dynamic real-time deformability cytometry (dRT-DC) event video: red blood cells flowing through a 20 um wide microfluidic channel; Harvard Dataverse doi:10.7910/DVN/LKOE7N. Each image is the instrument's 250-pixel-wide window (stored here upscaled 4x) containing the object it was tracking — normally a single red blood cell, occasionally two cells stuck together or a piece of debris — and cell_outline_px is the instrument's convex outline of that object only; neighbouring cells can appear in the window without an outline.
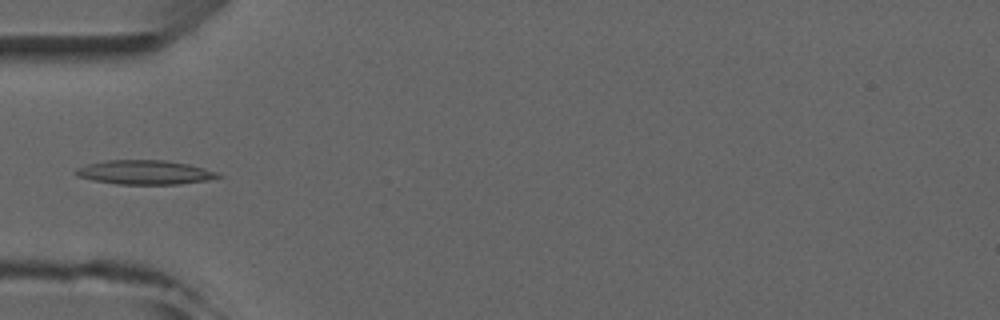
{"species": "common noctule bat (a hibernating species)", "species_latin": "Nyctalus noctula", "temperature_condition": "room temperature", "stored_images_in_passage": 7, "camera_frame_rate_fps": 3000, "um_per_image_px": 0.085, "animal": {"sex": "male", "forearm_length_mm": 52.5}, "frame": {"image": 1, "passage_image": 5, "time_ms": 4.667, "image_size_px": [1000, 320], "cell_outline_px": [[224, 176], [208, 180], [180, 184], [116, 184], [92, 180], [76, 176], [72, 172], [76, 168], [88, 164], [104, 160], [168, 160], [188, 164], [220, 172]], "centroid_in_image_um": [12.31, 14.65], "position_along_channel_um": 72.7, "area_um2": 20.35}}
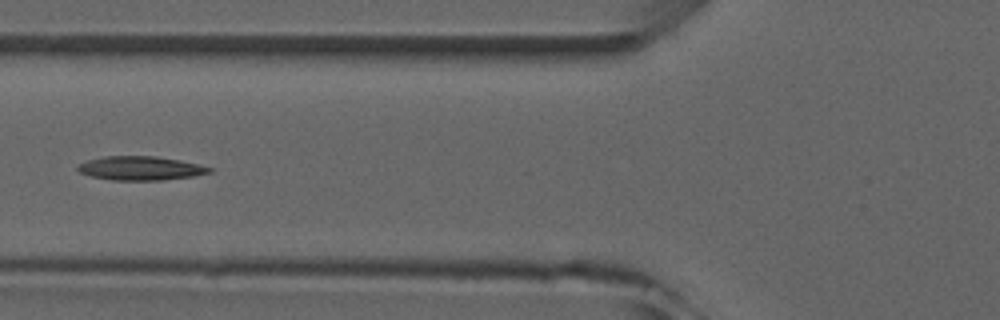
{"frame": {"image": 2, "passage_image": 6, "time_ms": 5.667, "image_size_px": [1000, 320], "cell_outline_px": [[212, 172], [192, 176], [164, 180], [112, 180], [92, 176], [80, 172], [76, 168], [76, 164], [88, 160], [104, 156], [156, 156], [180, 160], [212, 168]], "centroid_in_image_um": [11.91, 14.3], "position_along_channel_um": 113.9, "area_um2": 18.26}}
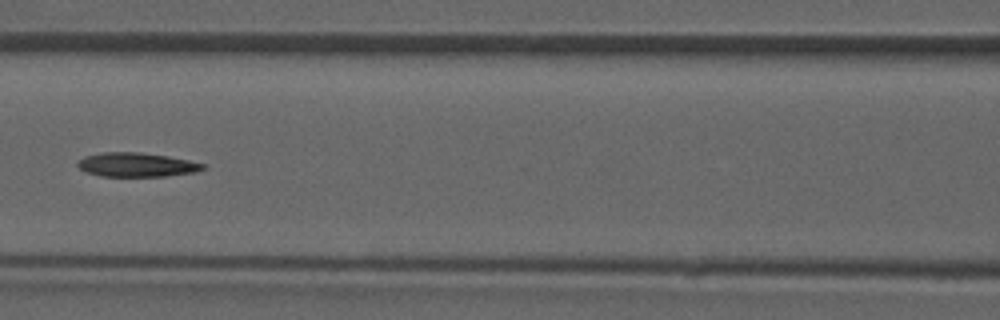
{"frame": {"image": 3, "passage_image": 7, "time_ms": 6.667, "image_size_px": [1000, 320], "cell_outline_px": [[208, 168], [196, 172], [164, 176], [100, 176], [84, 172], [76, 164], [84, 156], [104, 152], [140, 152], [168, 156], [208, 164]], "centroid_in_image_um": [11.65, 14.0], "position_along_channel_um": 154.9, "area_um2": 17.74}}